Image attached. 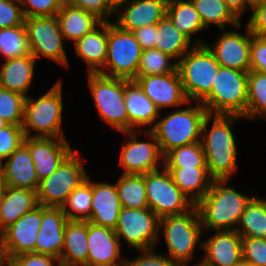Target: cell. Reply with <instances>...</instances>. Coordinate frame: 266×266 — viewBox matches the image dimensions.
<instances>
[{"label":"cell","instance_id":"6da1fadb","mask_svg":"<svg viewBox=\"0 0 266 266\" xmlns=\"http://www.w3.org/2000/svg\"><path fill=\"white\" fill-rule=\"evenodd\" d=\"M241 119L245 118L240 115L208 114L204 120L201 142L207 172L214 180H230L237 171L238 148L233 125Z\"/></svg>","mask_w":266,"mask_h":266},{"label":"cell","instance_id":"7a4b0ae2","mask_svg":"<svg viewBox=\"0 0 266 266\" xmlns=\"http://www.w3.org/2000/svg\"><path fill=\"white\" fill-rule=\"evenodd\" d=\"M228 179L213 180L205 196L195 205L204 232L236 230L247 203L253 196L228 186Z\"/></svg>","mask_w":266,"mask_h":266},{"label":"cell","instance_id":"3957f363","mask_svg":"<svg viewBox=\"0 0 266 266\" xmlns=\"http://www.w3.org/2000/svg\"><path fill=\"white\" fill-rule=\"evenodd\" d=\"M188 104L191 102L186 103V108H176L162 118L160 113L159 121L151 129L163 156L174 148L201 141L203 123L209 113L199 102Z\"/></svg>","mask_w":266,"mask_h":266},{"label":"cell","instance_id":"277c9868","mask_svg":"<svg viewBox=\"0 0 266 266\" xmlns=\"http://www.w3.org/2000/svg\"><path fill=\"white\" fill-rule=\"evenodd\" d=\"M62 80L38 99L27 96L24 103L23 132L26 137L66 138L62 126L63 95ZM31 131H35L32 135Z\"/></svg>","mask_w":266,"mask_h":266},{"label":"cell","instance_id":"5b68a950","mask_svg":"<svg viewBox=\"0 0 266 266\" xmlns=\"http://www.w3.org/2000/svg\"><path fill=\"white\" fill-rule=\"evenodd\" d=\"M159 231L166 241V255L178 266L191 263L198 245L202 249L201 239L205 233L196 206L184 214L161 217Z\"/></svg>","mask_w":266,"mask_h":266},{"label":"cell","instance_id":"8992f818","mask_svg":"<svg viewBox=\"0 0 266 266\" xmlns=\"http://www.w3.org/2000/svg\"><path fill=\"white\" fill-rule=\"evenodd\" d=\"M219 68L214 54L206 45H195L177 62V71L189 102L201 103L211 93Z\"/></svg>","mask_w":266,"mask_h":266},{"label":"cell","instance_id":"52a82bcc","mask_svg":"<svg viewBox=\"0 0 266 266\" xmlns=\"http://www.w3.org/2000/svg\"><path fill=\"white\" fill-rule=\"evenodd\" d=\"M248 72L219 68L211 93L201 102L209 114L240 115L247 110Z\"/></svg>","mask_w":266,"mask_h":266},{"label":"cell","instance_id":"ba28073f","mask_svg":"<svg viewBox=\"0 0 266 266\" xmlns=\"http://www.w3.org/2000/svg\"><path fill=\"white\" fill-rule=\"evenodd\" d=\"M88 86L102 121L118 132L128 131L125 79L88 73Z\"/></svg>","mask_w":266,"mask_h":266},{"label":"cell","instance_id":"9c48e42d","mask_svg":"<svg viewBox=\"0 0 266 266\" xmlns=\"http://www.w3.org/2000/svg\"><path fill=\"white\" fill-rule=\"evenodd\" d=\"M142 48L131 31L108 22L107 58L102 75L126 80H135Z\"/></svg>","mask_w":266,"mask_h":266},{"label":"cell","instance_id":"30bf717a","mask_svg":"<svg viewBox=\"0 0 266 266\" xmlns=\"http://www.w3.org/2000/svg\"><path fill=\"white\" fill-rule=\"evenodd\" d=\"M81 153L75 150L49 177L40 181L37 200L46 207H62L69 194L87 179Z\"/></svg>","mask_w":266,"mask_h":266},{"label":"cell","instance_id":"8fae6325","mask_svg":"<svg viewBox=\"0 0 266 266\" xmlns=\"http://www.w3.org/2000/svg\"><path fill=\"white\" fill-rule=\"evenodd\" d=\"M144 179L148 206L159 218L184 214L195 206L164 166L161 170L144 174Z\"/></svg>","mask_w":266,"mask_h":266},{"label":"cell","instance_id":"7c38bea8","mask_svg":"<svg viewBox=\"0 0 266 266\" xmlns=\"http://www.w3.org/2000/svg\"><path fill=\"white\" fill-rule=\"evenodd\" d=\"M25 28L31 54L68 67L69 61L63 43L65 38L60 30L57 16L25 18Z\"/></svg>","mask_w":266,"mask_h":266},{"label":"cell","instance_id":"4fadbf2b","mask_svg":"<svg viewBox=\"0 0 266 266\" xmlns=\"http://www.w3.org/2000/svg\"><path fill=\"white\" fill-rule=\"evenodd\" d=\"M160 218L149 208L129 209L122 207L115 229L121 245L122 239L134 250H148L159 240Z\"/></svg>","mask_w":266,"mask_h":266},{"label":"cell","instance_id":"5bb4252c","mask_svg":"<svg viewBox=\"0 0 266 266\" xmlns=\"http://www.w3.org/2000/svg\"><path fill=\"white\" fill-rule=\"evenodd\" d=\"M142 131H144L147 141H140L138 135L140 130L121 132L122 135L130 138L129 140L125 139L121 146L120 166L123 167L122 174L144 175L164 166V156L154 133L151 130Z\"/></svg>","mask_w":266,"mask_h":266},{"label":"cell","instance_id":"9a60e30c","mask_svg":"<svg viewBox=\"0 0 266 266\" xmlns=\"http://www.w3.org/2000/svg\"><path fill=\"white\" fill-rule=\"evenodd\" d=\"M241 26L242 22L235 26V30H221L223 34L219 35L212 45L207 43L205 45L214 54L221 67L249 72L250 44L253 35L247 24L245 25V34L236 31L240 30Z\"/></svg>","mask_w":266,"mask_h":266},{"label":"cell","instance_id":"2e32d148","mask_svg":"<svg viewBox=\"0 0 266 266\" xmlns=\"http://www.w3.org/2000/svg\"><path fill=\"white\" fill-rule=\"evenodd\" d=\"M23 143L29 148L39 182L55 172L75 151L67 138L25 136Z\"/></svg>","mask_w":266,"mask_h":266},{"label":"cell","instance_id":"e0dca14e","mask_svg":"<svg viewBox=\"0 0 266 266\" xmlns=\"http://www.w3.org/2000/svg\"><path fill=\"white\" fill-rule=\"evenodd\" d=\"M135 80L160 112L162 108H181L189 102L177 70L169 74L137 76Z\"/></svg>","mask_w":266,"mask_h":266},{"label":"cell","instance_id":"ac0fdd59","mask_svg":"<svg viewBox=\"0 0 266 266\" xmlns=\"http://www.w3.org/2000/svg\"><path fill=\"white\" fill-rule=\"evenodd\" d=\"M41 220L42 205L39 204L1 233L8 258L35 253L36 237L40 230Z\"/></svg>","mask_w":266,"mask_h":266},{"label":"cell","instance_id":"d6986e66","mask_svg":"<svg viewBox=\"0 0 266 266\" xmlns=\"http://www.w3.org/2000/svg\"><path fill=\"white\" fill-rule=\"evenodd\" d=\"M87 266H123L121 242L114 229L88 222Z\"/></svg>","mask_w":266,"mask_h":266},{"label":"cell","instance_id":"ffe728a7","mask_svg":"<svg viewBox=\"0 0 266 266\" xmlns=\"http://www.w3.org/2000/svg\"><path fill=\"white\" fill-rule=\"evenodd\" d=\"M202 241L203 266H234L243 259L242 237L236 230H213Z\"/></svg>","mask_w":266,"mask_h":266},{"label":"cell","instance_id":"44dd1931","mask_svg":"<svg viewBox=\"0 0 266 266\" xmlns=\"http://www.w3.org/2000/svg\"><path fill=\"white\" fill-rule=\"evenodd\" d=\"M168 0H129L117 12L114 21L121 29L133 32L157 24L166 16Z\"/></svg>","mask_w":266,"mask_h":266},{"label":"cell","instance_id":"7402d4cb","mask_svg":"<svg viewBox=\"0 0 266 266\" xmlns=\"http://www.w3.org/2000/svg\"><path fill=\"white\" fill-rule=\"evenodd\" d=\"M67 222L62 208L42 205V220L36 237L35 253L60 258Z\"/></svg>","mask_w":266,"mask_h":266},{"label":"cell","instance_id":"603a6c76","mask_svg":"<svg viewBox=\"0 0 266 266\" xmlns=\"http://www.w3.org/2000/svg\"><path fill=\"white\" fill-rule=\"evenodd\" d=\"M125 106L128 115V131L151 130L160 116L158 107L145 95L136 80L125 79ZM146 128V126H148ZM151 126V127H150ZM139 128V129H138Z\"/></svg>","mask_w":266,"mask_h":266},{"label":"cell","instance_id":"cb8c5ba5","mask_svg":"<svg viewBox=\"0 0 266 266\" xmlns=\"http://www.w3.org/2000/svg\"><path fill=\"white\" fill-rule=\"evenodd\" d=\"M0 172L7 186L38 191L40 182L29 148L24 143L0 163Z\"/></svg>","mask_w":266,"mask_h":266},{"label":"cell","instance_id":"d4e9b609","mask_svg":"<svg viewBox=\"0 0 266 266\" xmlns=\"http://www.w3.org/2000/svg\"><path fill=\"white\" fill-rule=\"evenodd\" d=\"M121 208L115 184L92 181V206L88 222L115 230Z\"/></svg>","mask_w":266,"mask_h":266},{"label":"cell","instance_id":"484cf974","mask_svg":"<svg viewBox=\"0 0 266 266\" xmlns=\"http://www.w3.org/2000/svg\"><path fill=\"white\" fill-rule=\"evenodd\" d=\"M107 44L108 22H101L73 44L75 53L87 64L88 73H98L104 67Z\"/></svg>","mask_w":266,"mask_h":266},{"label":"cell","instance_id":"4316f807","mask_svg":"<svg viewBox=\"0 0 266 266\" xmlns=\"http://www.w3.org/2000/svg\"><path fill=\"white\" fill-rule=\"evenodd\" d=\"M37 59L31 54L13 59H8L0 64V87L28 96Z\"/></svg>","mask_w":266,"mask_h":266},{"label":"cell","instance_id":"83f0119b","mask_svg":"<svg viewBox=\"0 0 266 266\" xmlns=\"http://www.w3.org/2000/svg\"><path fill=\"white\" fill-rule=\"evenodd\" d=\"M88 221H70L65 226L62 266H87Z\"/></svg>","mask_w":266,"mask_h":266},{"label":"cell","instance_id":"f1b7e54d","mask_svg":"<svg viewBox=\"0 0 266 266\" xmlns=\"http://www.w3.org/2000/svg\"><path fill=\"white\" fill-rule=\"evenodd\" d=\"M38 205L37 192L7 186L0 205V234Z\"/></svg>","mask_w":266,"mask_h":266},{"label":"cell","instance_id":"f546056e","mask_svg":"<svg viewBox=\"0 0 266 266\" xmlns=\"http://www.w3.org/2000/svg\"><path fill=\"white\" fill-rule=\"evenodd\" d=\"M195 45H205V42L201 39L191 41L175 28L167 16L157 23L155 48L171 56L177 62Z\"/></svg>","mask_w":266,"mask_h":266},{"label":"cell","instance_id":"4dcf8cb0","mask_svg":"<svg viewBox=\"0 0 266 266\" xmlns=\"http://www.w3.org/2000/svg\"><path fill=\"white\" fill-rule=\"evenodd\" d=\"M174 183L196 205L208 192L214 180L207 167L166 168Z\"/></svg>","mask_w":266,"mask_h":266},{"label":"cell","instance_id":"1f68e13d","mask_svg":"<svg viewBox=\"0 0 266 266\" xmlns=\"http://www.w3.org/2000/svg\"><path fill=\"white\" fill-rule=\"evenodd\" d=\"M56 16L64 38L73 44L102 22L94 14L73 6L61 7Z\"/></svg>","mask_w":266,"mask_h":266},{"label":"cell","instance_id":"d6a6232c","mask_svg":"<svg viewBox=\"0 0 266 266\" xmlns=\"http://www.w3.org/2000/svg\"><path fill=\"white\" fill-rule=\"evenodd\" d=\"M166 16L175 28L191 41L193 35L205 30L199 13L190 0H168Z\"/></svg>","mask_w":266,"mask_h":266},{"label":"cell","instance_id":"836d02e7","mask_svg":"<svg viewBox=\"0 0 266 266\" xmlns=\"http://www.w3.org/2000/svg\"><path fill=\"white\" fill-rule=\"evenodd\" d=\"M236 231L241 237L266 238V198L254 195L247 203Z\"/></svg>","mask_w":266,"mask_h":266},{"label":"cell","instance_id":"e575fe53","mask_svg":"<svg viewBox=\"0 0 266 266\" xmlns=\"http://www.w3.org/2000/svg\"><path fill=\"white\" fill-rule=\"evenodd\" d=\"M199 13L205 29L217 25L219 29H226V25L235 27L241 20L232 12L223 0H190Z\"/></svg>","mask_w":266,"mask_h":266},{"label":"cell","instance_id":"d590c367","mask_svg":"<svg viewBox=\"0 0 266 266\" xmlns=\"http://www.w3.org/2000/svg\"><path fill=\"white\" fill-rule=\"evenodd\" d=\"M115 185L122 207L129 209L149 207L144 175L121 174Z\"/></svg>","mask_w":266,"mask_h":266},{"label":"cell","instance_id":"8d00e7d4","mask_svg":"<svg viewBox=\"0 0 266 266\" xmlns=\"http://www.w3.org/2000/svg\"><path fill=\"white\" fill-rule=\"evenodd\" d=\"M92 206V180L90 175L68 196L61 207L70 221H89Z\"/></svg>","mask_w":266,"mask_h":266},{"label":"cell","instance_id":"74e56055","mask_svg":"<svg viewBox=\"0 0 266 266\" xmlns=\"http://www.w3.org/2000/svg\"><path fill=\"white\" fill-rule=\"evenodd\" d=\"M243 117L250 121L266 119V74L253 70L248 72L247 110Z\"/></svg>","mask_w":266,"mask_h":266},{"label":"cell","instance_id":"f35d334b","mask_svg":"<svg viewBox=\"0 0 266 266\" xmlns=\"http://www.w3.org/2000/svg\"><path fill=\"white\" fill-rule=\"evenodd\" d=\"M0 55L5 60L30 56L31 49L25 25L0 29Z\"/></svg>","mask_w":266,"mask_h":266},{"label":"cell","instance_id":"ab89813d","mask_svg":"<svg viewBox=\"0 0 266 266\" xmlns=\"http://www.w3.org/2000/svg\"><path fill=\"white\" fill-rule=\"evenodd\" d=\"M165 168L207 167L202 142L177 147L164 156Z\"/></svg>","mask_w":266,"mask_h":266},{"label":"cell","instance_id":"60d3db41","mask_svg":"<svg viewBox=\"0 0 266 266\" xmlns=\"http://www.w3.org/2000/svg\"><path fill=\"white\" fill-rule=\"evenodd\" d=\"M177 70V61L156 48L142 50L137 76L169 74Z\"/></svg>","mask_w":266,"mask_h":266},{"label":"cell","instance_id":"b9f144b4","mask_svg":"<svg viewBox=\"0 0 266 266\" xmlns=\"http://www.w3.org/2000/svg\"><path fill=\"white\" fill-rule=\"evenodd\" d=\"M25 96L0 87V118L9 124H23Z\"/></svg>","mask_w":266,"mask_h":266},{"label":"cell","instance_id":"7bdbcfd3","mask_svg":"<svg viewBox=\"0 0 266 266\" xmlns=\"http://www.w3.org/2000/svg\"><path fill=\"white\" fill-rule=\"evenodd\" d=\"M24 138L23 128L20 125L8 124L0 129V163L23 143Z\"/></svg>","mask_w":266,"mask_h":266},{"label":"cell","instance_id":"ee69618b","mask_svg":"<svg viewBox=\"0 0 266 266\" xmlns=\"http://www.w3.org/2000/svg\"><path fill=\"white\" fill-rule=\"evenodd\" d=\"M242 254L252 266H266V238L242 237Z\"/></svg>","mask_w":266,"mask_h":266},{"label":"cell","instance_id":"f6af8a7d","mask_svg":"<svg viewBox=\"0 0 266 266\" xmlns=\"http://www.w3.org/2000/svg\"><path fill=\"white\" fill-rule=\"evenodd\" d=\"M24 23L25 16L19 0H0V29Z\"/></svg>","mask_w":266,"mask_h":266},{"label":"cell","instance_id":"bcb514c9","mask_svg":"<svg viewBox=\"0 0 266 266\" xmlns=\"http://www.w3.org/2000/svg\"><path fill=\"white\" fill-rule=\"evenodd\" d=\"M25 18L56 16L60 10L56 0H19Z\"/></svg>","mask_w":266,"mask_h":266},{"label":"cell","instance_id":"7dc6e473","mask_svg":"<svg viewBox=\"0 0 266 266\" xmlns=\"http://www.w3.org/2000/svg\"><path fill=\"white\" fill-rule=\"evenodd\" d=\"M155 248L139 250L140 254L133 259H125L123 266H178L167 255L154 251Z\"/></svg>","mask_w":266,"mask_h":266},{"label":"cell","instance_id":"c3c4849f","mask_svg":"<svg viewBox=\"0 0 266 266\" xmlns=\"http://www.w3.org/2000/svg\"><path fill=\"white\" fill-rule=\"evenodd\" d=\"M250 70L266 74V37L251 38Z\"/></svg>","mask_w":266,"mask_h":266},{"label":"cell","instance_id":"681fc988","mask_svg":"<svg viewBox=\"0 0 266 266\" xmlns=\"http://www.w3.org/2000/svg\"><path fill=\"white\" fill-rule=\"evenodd\" d=\"M9 261L12 266H62L59 258L36 253L14 256Z\"/></svg>","mask_w":266,"mask_h":266},{"label":"cell","instance_id":"f907efd6","mask_svg":"<svg viewBox=\"0 0 266 266\" xmlns=\"http://www.w3.org/2000/svg\"><path fill=\"white\" fill-rule=\"evenodd\" d=\"M73 7L94 14L102 22H110L115 12L108 6L106 0H74Z\"/></svg>","mask_w":266,"mask_h":266},{"label":"cell","instance_id":"816d5d0a","mask_svg":"<svg viewBox=\"0 0 266 266\" xmlns=\"http://www.w3.org/2000/svg\"><path fill=\"white\" fill-rule=\"evenodd\" d=\"M251 11V16L247 19L251 34L266 37V0L253 5Z\"/></svg>","mask_w":266,"mask_h":266},{"label":"cell","instance_id":"f5cc1de1","mask_svg":"<svg viewBox=\"0 0 266 266\" xmlns=\"http://www.w3.org/2000/svg\"><path fill=\"white\" fill-rule=\"evenodd\" d=\"M157 24L143 26L133 31L142 50L155 48Z\"/></svg>","mask_w":266,"mask_h":266},{"label":"cell","instance_id":"db71d44e","mask_svg":"<svg viewBox=\"0 0 266 266\" xmlns=\"http://www.w3.org/2000/svg\"><path fill=\"white\" fill-rule=\"evenodd\" d=\"M232 12L240 19L252 5L249 0H223Z\"/></svg>","mask_w":266,"mask_h":266},{"label":"cell","instance_id":"11a10c76","mask_svg":"<svg viewBox=\"0 0 266 266\" xmlns=\"http://www.w3.org/2000/svg\"><path fill=\"white\" fill-rule=\"evenodd\" d=\"M129 0H106L108 6L116 13Z\"/></svg>","mask_w":266,"mask_h":266},{"label":"cell","instance_id":"9f6ffc18","mask_svg":"<svg viewBox=\"0 0 266 266\" xmlns=\"http://www.w3.org/2000/svg\"><path fill=\"white\" fill-rule=\"evenodd\" d=\"M8 259L9 258L6 253L3 238L2 235L0 234V266H2Z\"/></svg>","mask_w":266,"mask_h":266},{"label":"cell","instance_id":"6f0895ef","mask_svg":"<svg viewBox=\"0 0 266 266\" xmlns=\"http://www.w3.org/2000/svg\"><path fill=\"white\" fill-rule=\"evenodd\" d=\"M6 189H7V183L4 180L2 173L0 172V205L3 200Z\"/></svg>","mask_w":266,"mask_h":266},{"label":"cell","instance_id":"680465c9","mask_svg":"<svg viewBox=\"0 0 266 266\" xmlns=\"http://www.w3.org/2000/svg\"><path fill=\"white\" fill-rule=\"evenodd\" d=\"M60 7L73 6L74 0H56Z\"/></svg>","mask_w":266,"mask_h":266},{"label":"cell","instance_id":"91938a15","mask_svg":"<svg viewBox=\"0 0 266 266\" xmlns=\"http://www.w3.org/2000/svg\"><path fill=\"white\" fill-rule=\"evenodd\" d=\"M234 266H252L249 262L245 261V260H241L240 262H238L236 265Z\"/></svg>","mask_w":266,"mask_h":266},{"label":"cell","instance_id":"94428289","mask_svg":"<svg viewBox=\"0 0 266 266\" xmlns=\"http://www.w3.org/2000/svg\"><path fill=\"white\" fill-rule=\"evenodd\" d=\"M8 124L9 123L6 120L0 118V129L6 127Z\"/></svg>","mask_w":266,"mask_h":266},{"label":"cell","instance_id":"6125c7cd","mask_svg":"<svg viewBox=\"0 0 266 266\" xmlns=\"http://www.w3.org/2000/svg\"><path fill=\"white\" fill-rule=\"evenodd\" d=\"M261 1H264V0H249L250 4L253 6Z\"/></svg>","mask_w":266,"mask_h":266},{"label":"cell","instance_id":"be15d7a7","mask_svg":"<svg viewBox=\"0 0 266 266\" xmlns=\"http://www.w3.org/2000/svg\"><path fill=\"white\" fill-rule=\"evenodd\" d=\"M2 266H12V265H11V262L9 261V259H8Z\"/></svg>","mask_w":266,"mask_h":266},{"label":"cell","instance_id":"e7e4bbea","mask_svg":"<svg viewBox=\"0 0 266 266\" xmlns=\"http://www.w3.org/2000/svg\"><path fill=\"white\" fill-rule=\"evenodd\" d=\"M185 266H189V265H185ZM194 266H203L202 264H200V263H194Z\"/></svg>","mask_w":266,"mask_h":266}]
</instances>
